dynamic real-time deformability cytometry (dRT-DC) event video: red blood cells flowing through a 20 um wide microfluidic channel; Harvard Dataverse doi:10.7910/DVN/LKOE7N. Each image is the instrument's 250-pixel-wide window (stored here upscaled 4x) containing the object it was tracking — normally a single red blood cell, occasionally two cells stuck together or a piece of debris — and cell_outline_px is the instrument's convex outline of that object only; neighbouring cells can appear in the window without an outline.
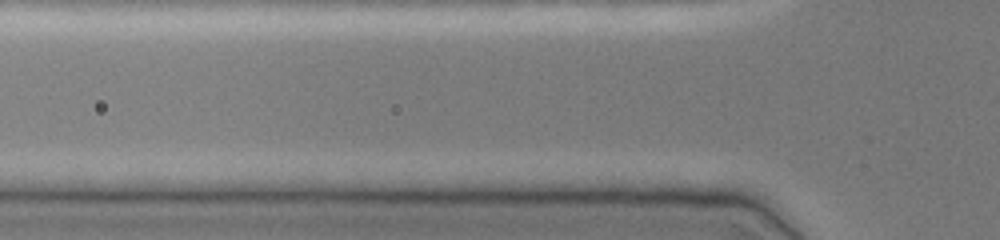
{"species": "common noctule bat (a hibernating species)", "species_latin": "Nyctalus noctula", "temperature_condition": "cold", "stored_images_in_passage": 4, "camera_frame_rate_fps": 3000, "um_per_image_px": 0.085, "animal": {"sex": "female", "body_mass_g": 19.0, "forearm_length_mm": 51.5}, "frame": {"image": 1, "passage_image": 3, "time_ms": 0.667, "image_size_px": [1000, 240], "cell_outline_px": [[728, 148], [720, 152], [584, 152], [576, 148], [576, 144], [588, 140], [632, 140], [720, 144]], "centroid_in_image_um": [54.95, 12.46], "position_along_channel_um": 70.9, "area_um2": 11.16}}